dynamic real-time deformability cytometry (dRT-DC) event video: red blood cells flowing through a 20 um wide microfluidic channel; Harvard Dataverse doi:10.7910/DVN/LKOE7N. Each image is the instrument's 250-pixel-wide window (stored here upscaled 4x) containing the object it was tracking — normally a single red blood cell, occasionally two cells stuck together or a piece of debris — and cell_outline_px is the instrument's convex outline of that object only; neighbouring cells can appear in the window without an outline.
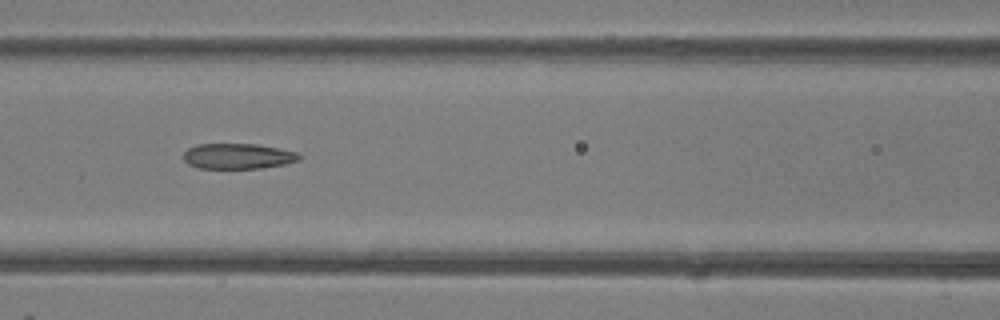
{"species": "common noctule bat (a hibernating species)", "species_latin": "Nyctalus noctula", "temperature_condition": "room temperature", "stored_images_in_passage": 35, "camera_frame_rate_fps": 3000, "um_per_image_px": 0.085, "animal": {"sex": "female"}, "frame": {"image": 1, "passage_image": 8, "time_ms": 2.333, "image_size_px": [1000, 320], "cell_outline_px": [[300, 160], [284, 164], [264, 168], [200, 168], [188, 164], [184, 160], [184, 152], [188, 148], [196, 144], [256, 144], [296, 152], [300, 156]], "centroid_in_image_um": [20.2, 13.27], "position_along_channel_um": 146.4, "area_um2": 17.05}}
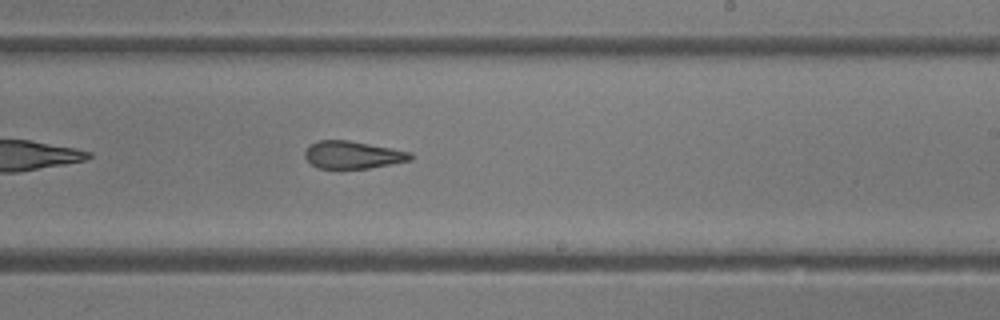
{"frame": {"image": 2, "passage_image": 16, "time_ms": 5.0, "image_size_px": [1000, 320], "cell_outline_px": [[416, 156], [412, 160], [368, 168], [316, 168], [304, 156], [304, 152], [312, 144], [320, 140], [348, 140], [392, 148], [412, 152]], "centroid_in_image_um": [30.04, 13.16], "position_along_channel_um": 259.0, "area_um2": 16.88}}
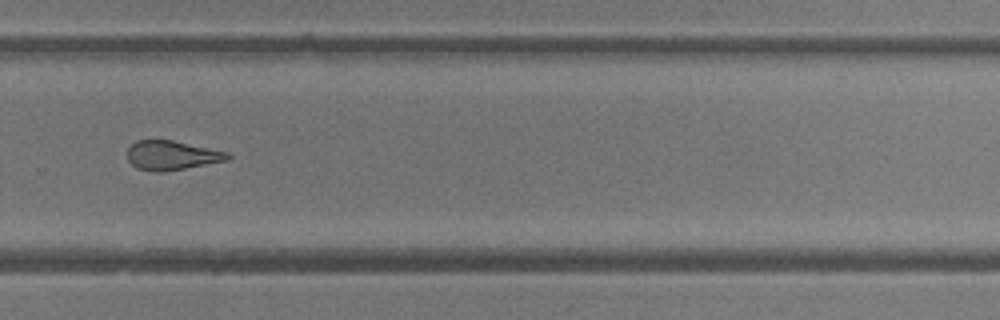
{"frame": {"image": 3, "passage_image": 20, "time_ms": 6.333, "image_size_px": [1000, 320], "cell_outline_px": [[232, 156], [228, 160], [164, 172], [152, 172], [136, 168], [128, 160], [128, 148], [136, 140], [172, 140], [228, 152]], "centroid_in_image_um": [14.59, 13.21], "position_along_channel_um": 315.2, "area_um2": 17.11}, "authors_computed_cell_mechanics": {"area_um2": 18.3804, "velocity_mm_per_s": 4.2443, "shape_relaxation_time_tau1_ms": null, "shape_relaxation_time_tau2_ms": 3.5873, "deformation_change_tau1": null, "deformation_change_tau2": 0.1481}}